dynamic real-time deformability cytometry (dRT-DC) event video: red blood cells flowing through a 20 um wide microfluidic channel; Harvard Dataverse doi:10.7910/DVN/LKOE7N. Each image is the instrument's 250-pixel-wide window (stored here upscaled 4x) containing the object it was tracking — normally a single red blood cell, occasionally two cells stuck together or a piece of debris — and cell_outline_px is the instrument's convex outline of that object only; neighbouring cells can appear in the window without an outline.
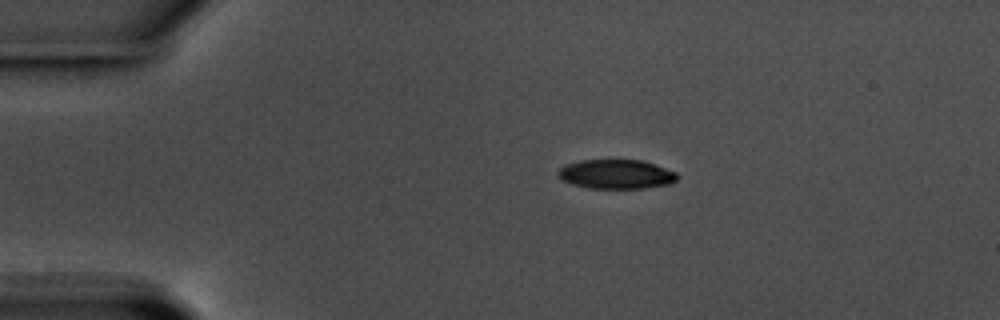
{"species": "common noctule bat (a hibernating species)", "species_latin": "Nyctalus noctula", "temperature_condition": "warm", "stored_images_in_passage": 47, "camera_frame_rate_fps": 3000, "um_per_image_px": 0.085, "animal": {"sex": "male", "body_mass_g": 17.5, "forearm_length_mm": 52.3}, "frame": {"image": 1, "passage_image": 1, "time_ms": 0.0, "image_size_px": [1000, 320], "cell_outline_px": [[680, 176], [676, 180], [668, 184], [644, 188], [588, 188], [572, 184], [560, 180], [556, 172], [564, 164], [580, 160], [640, 160], [656, 164], [676, 172]], "centroid_in_image_um": [52.35, 14.8], "position_along_channel_um": 32.7, "area_um2": 20.52}}
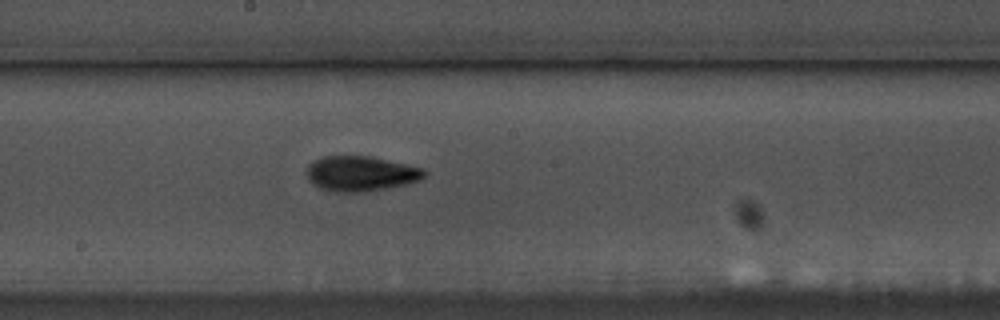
{"frame": {"image": 2, "passage_image": 21, "time_ms": 6.667, "image_size_px": [1000, 320], "cell_outline_px": [[428, 172], [420, 180], [404, 184], [368, 192], [332, 192], [320, 188], [312, 184], [308, 180], [308, 164], [320, 156], [372, 156], [424, 168]], "centroid_in_image_um": [30.66, 14.75], "position_along_channel_um": 217.5, "area_um2": 24.28}}
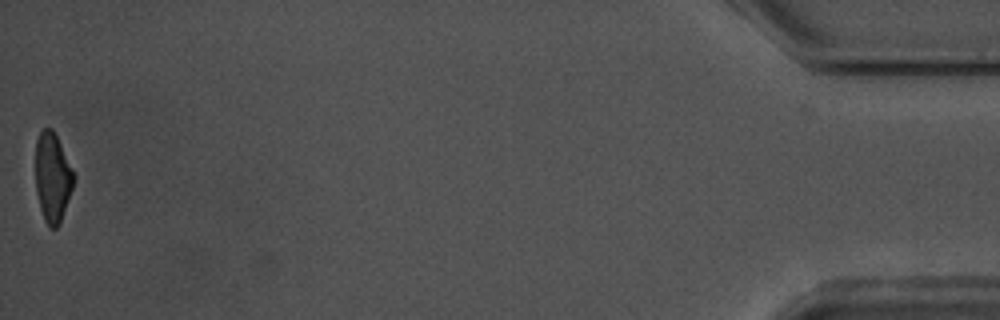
{"frame": {"image": 3, "passage_image": 47, "time_ms": 15.333, "image_size_px": [1000, 320], "cell_outline_px": [[76, 176], [60, 224], [56, 228], [48, 228], [44, 220], [40, 208], [36, 192], [36, 140], [40, 132], [44, 128], [52, 128]], "centroid_in_image_um": [4.46, 15.11], "position_along_channel_um": 430.7, "area_um2": 19.83}, "authors_computed_cell_mechanics": {"area_um2": 22.3108, "velocity_mm_per_s": 3.5592, "shape_relaxation_time_tau1_ms": 3.6321, "shape_relaxation_time_tau2_ms": 2.6314, "deformation_change_tau1": 0.1595, "deformation_change_tau2": 0.0817}}